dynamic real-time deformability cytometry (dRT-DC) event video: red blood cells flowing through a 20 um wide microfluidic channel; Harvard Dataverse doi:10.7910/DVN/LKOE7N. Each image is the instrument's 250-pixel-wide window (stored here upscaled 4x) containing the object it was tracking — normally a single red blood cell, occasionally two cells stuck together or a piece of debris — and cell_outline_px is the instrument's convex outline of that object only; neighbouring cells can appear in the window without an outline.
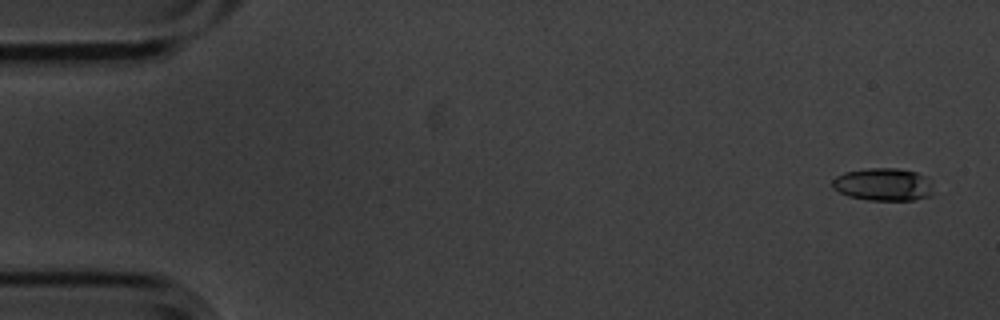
{"species": "common noctule bat (a hibernating species)", "species_latin": "Nyctalus noctula", "temperature_condition": "cold", "stored_images_in_passage": 6, "camera_frame_rate_fps": 3000, "um_per_image_px": 0.085, "animal": {"sex": "male", "body_mass_g": 20.1, "forearm_length_mm": 53.5}, "frame": {"image": 1, "passage_image": 1, "time_ms": 0.0, "image_size_px": [1000, 320], "cell_outline_px": [[932, 196], [912, 200], [868, 200], [848, 196], [832, 188], [832, 180], [836, 176], [844, 172], [868, 168], [896, 168], [916, 172], [924, 176], [928, 184]], "centroid_in_image_um": [75.0, 15.68], "position_along_channel_um": 10.0, "area_um2": 19.02}}
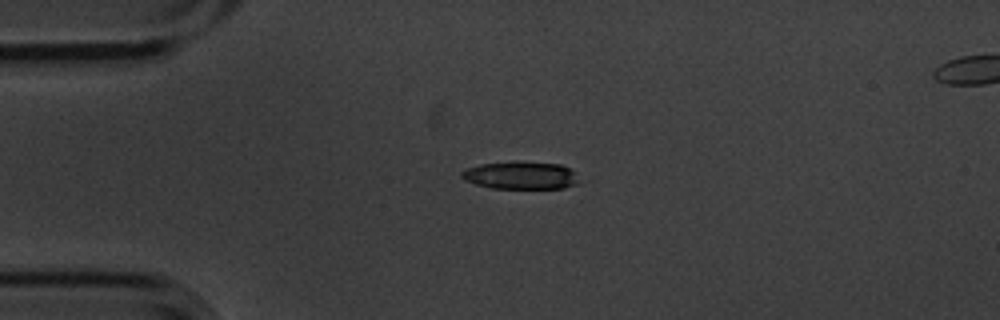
{"frame": {"image": 2, "passage_image": 4, "time_ms": 1.0, "image_size_px": [1000, 320], "cell_outline_px": [[580, 184], [564, 188], [492, 188], [476, 184], [464, 180], [460, 176], [460, 172], [468, 168], [480, 164], [560, 164], [572, 168], [576, 172], [580, 180]], "centroid_in_image_um": [44.34, 14.95], "position_along_channel_um": 40.7, "area_um2": 18.32}}